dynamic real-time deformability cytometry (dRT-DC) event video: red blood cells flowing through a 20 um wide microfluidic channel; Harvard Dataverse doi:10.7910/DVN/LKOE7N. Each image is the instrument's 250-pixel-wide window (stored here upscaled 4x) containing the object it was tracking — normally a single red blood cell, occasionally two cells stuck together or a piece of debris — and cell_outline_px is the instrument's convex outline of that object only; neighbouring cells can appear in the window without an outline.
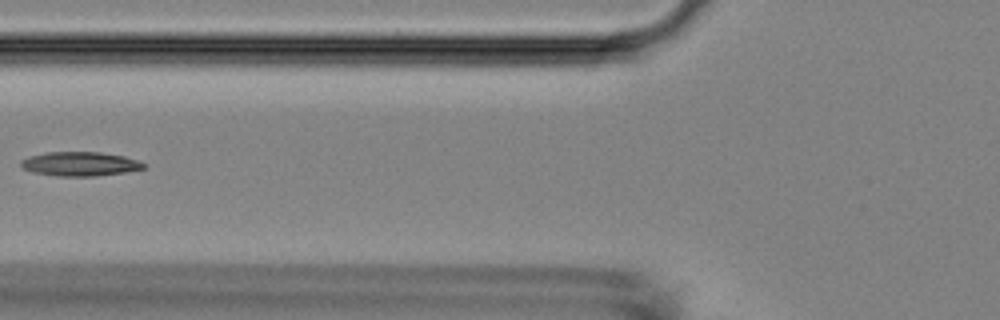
{"species": "Egyptian fruit bat (a non-hibernating species)", "species_latin": "Rousettus aegyptiacus", "temperature_condition": "room temperature", "stored_images_in_passage": 6, "camera_frame_rate_fps": 3000, "um_per_image_px": 0.085, "animal": {"sex": "female"}, "frame": {"image": 1, "passage_image": 5, "time_ms": 1.333, "image_size_px": [1000, 320], "cell_outline_px": [[148, 164], [144, 168], [124, 172], [92, 176], [56, 176], [32, 172], [20, 168], [20, 160], [28, 156], [44, 152], [100, 152], [124, 156]], "centroid_in_image_um": [6.73, 13.92], "position_along_channel_um": 119.1, "area_um2": 17.4}}